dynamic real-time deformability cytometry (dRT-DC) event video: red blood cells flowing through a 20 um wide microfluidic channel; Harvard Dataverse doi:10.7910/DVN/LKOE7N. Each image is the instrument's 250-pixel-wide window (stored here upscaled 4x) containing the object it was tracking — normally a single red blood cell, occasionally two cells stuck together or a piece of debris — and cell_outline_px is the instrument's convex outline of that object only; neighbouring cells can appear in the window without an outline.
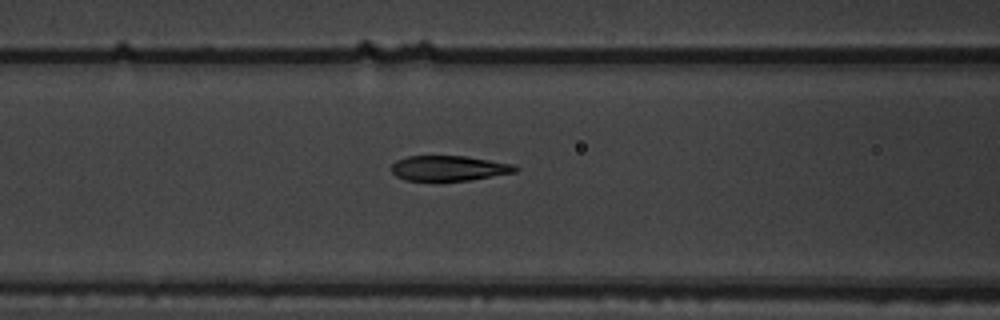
{"species": "common noctule bat (a hibernating species)", "species_latin": "Nyctalus noctula", "temperature_condition": "warm", "stored_images_in_passage": 7, "camera_frame_rate_fps": 3000, "um_per_image_px": 0.085, "animal": {"sex": "male", "body_mass_g": 19.5, "forearm_length_mm": 54.6}, "frame": {"image": 1, "passage_image": 7, "time_ms": 2.0, "image_size_px": [1000, 320], "cell_outline_px": [[520, 168], [516, 172], [468, 180], [404, 180], [396, 176], [388, 168], [396, 160], [408, 156], [464, 156], [516, 164]], "centroid_in_image_um": [38.15, 14.29], "position_along_channel_um": 128.5, "area_um2": 18.21}}